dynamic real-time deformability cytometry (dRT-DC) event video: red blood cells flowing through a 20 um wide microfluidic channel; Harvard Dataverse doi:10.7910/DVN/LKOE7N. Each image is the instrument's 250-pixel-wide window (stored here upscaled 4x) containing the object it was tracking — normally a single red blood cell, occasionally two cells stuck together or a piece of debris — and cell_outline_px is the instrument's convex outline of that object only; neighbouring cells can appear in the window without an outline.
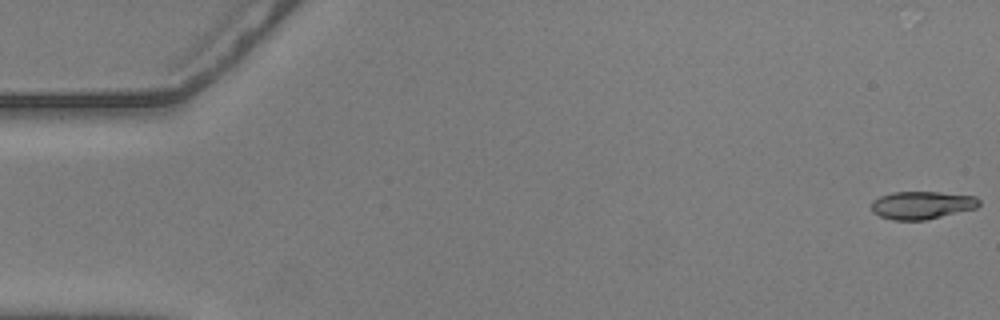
{"species": "common noctule bat (a hibernating species)", "species_latin": "Nyctalus noctula", "temperature_condition": "warm", "stored_images_in_passage": 52, "camera_frame_rate_fps": 3000, "um_per_image_px": 0.085, "animal": {"sex": "male", "body_mass_g": 20.5, "forearm_length_mm": 52.5}, "frame": {"image": 1, "passage_image": 1, "time_ms": 0.0, "image_size_px": [1000, 320], "cell_outline_px": [[980, 204], [976, 208], [924, 220], [892, 220], [880, 216], [872, 212], [872, 200], [880, 196], [892, 192], [940, 192], [976, 196], [980, 200]], "centroid_in_image_um": [78.35, 17.43], "position_along_channel_um": 6.7, "area_um2": 17.46}}
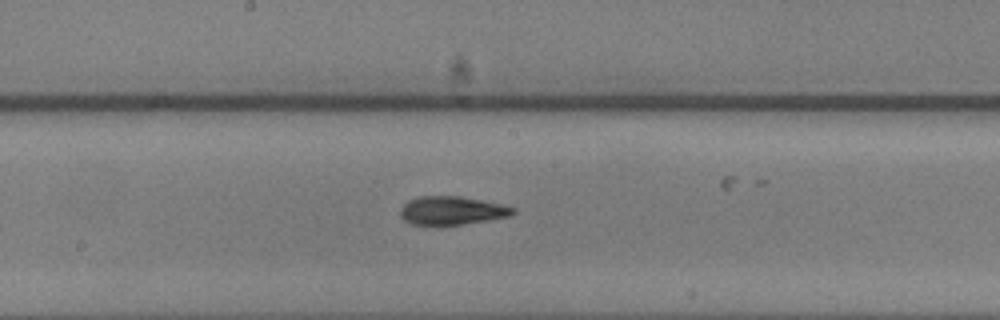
{"frame": {"image": 2, "passage_image": 30, "time_ms": 9.667, "image_size_px": [1000, 320], "cell_outline_px": [[516, 212], [508, 216], [436, 228], [432, 228], [412, 224], [404, 220], [400, 216], [400, 208], [408, 200], [420, 196], [460, 196], [500, 204], [516, 208]], "centroid_in_image_um": [38.31, 17.93], "position_along_channel_um": 209.9, "area_um2": 19.02}}
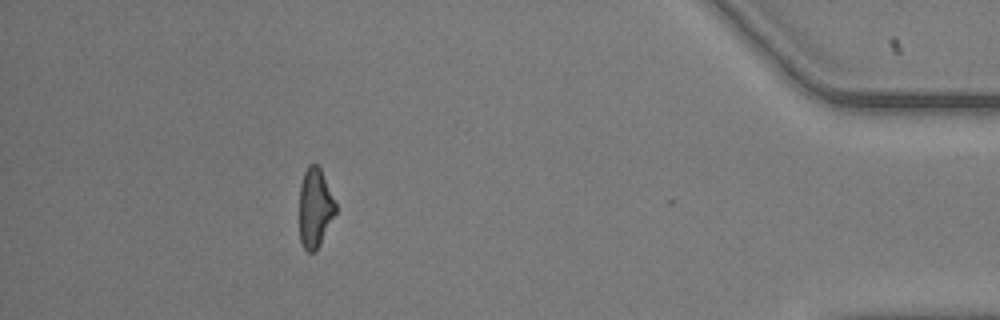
{"frame": {"image": 3, "passage_image": 51, "time_ms": 16.667, "image_size_px": [1000, 320], "cell_outline_px": [[336, 212], [316, 252], [308, 252], [304, 248], [300, 240], [300, 184], [304, 172], [308, 164], [316, 164], [320, 168], [336, 204]], "centroid_in_image_um": [26.77, 17.68], "position_along_channel_um": 408.4, "area_um2": 16.59}, "authors_computed_cell_mechanics": {"area_um2": 18.4382, "velocity_mm_per_s": 3.6084, "shape_relaxation_time_tau1_ms": 4.5692, "shape_relaxation_time_tau2_ms": 2.7434, "deformation_change_tau1": 0.1717, "deformation_change_tau2": 0.1014}}